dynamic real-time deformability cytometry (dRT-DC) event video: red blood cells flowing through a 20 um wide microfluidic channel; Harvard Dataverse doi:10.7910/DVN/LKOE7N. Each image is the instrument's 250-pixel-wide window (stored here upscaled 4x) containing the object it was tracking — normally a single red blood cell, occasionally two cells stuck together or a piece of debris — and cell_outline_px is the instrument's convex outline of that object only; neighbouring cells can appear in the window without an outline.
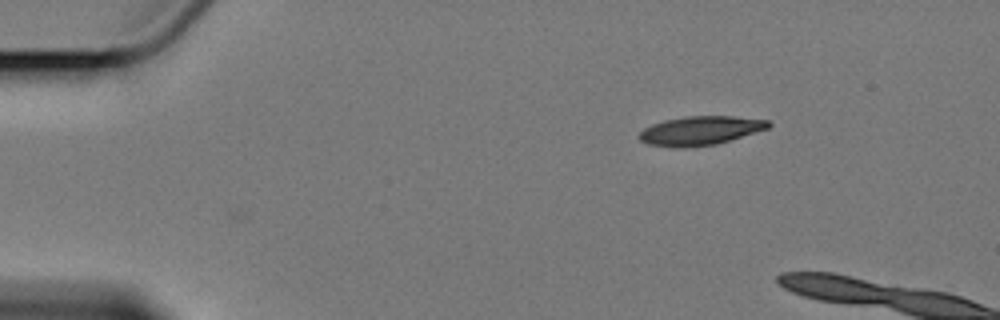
{"species": "Egyptian fruit bat (a non-hibernating species)", "species_latin": "Rousettus aegyptiacus", "temperature_condition": "cold", "stored_images_in_passage": 2, "camera_frame_rate_fps": 3000, "um_per_image_px": 0.085, "animal": {"sex": "female"}, "frame": {"image": 1, "passage_image": 2, "time_ms": 1.333, "image_size_px": [1000, 320], "cell_outline_px": [[772, 124], [768, 128], [716, 144], [684, 148], [676, 148], [648, 144], [640, 140], [636, 136], [644, 128], [652, 124], [664, 120], [688, 116], [732, 116], [768, 120]], "centroid_in_image_um": [59.48, 11.11], "position_along_channel_um": 25.5, "area_um2": 21.73}}